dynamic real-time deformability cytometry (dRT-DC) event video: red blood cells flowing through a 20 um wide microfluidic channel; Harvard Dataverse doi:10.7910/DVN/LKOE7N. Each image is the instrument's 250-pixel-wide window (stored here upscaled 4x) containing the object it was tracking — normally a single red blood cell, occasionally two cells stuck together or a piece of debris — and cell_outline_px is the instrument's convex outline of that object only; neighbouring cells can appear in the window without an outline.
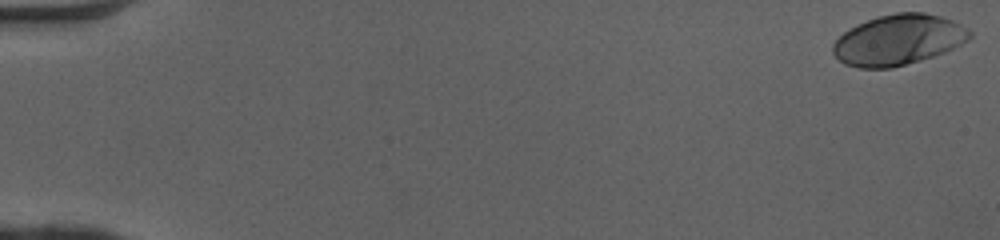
{"species": "human", "species_latin": "Homo sapiens", "temperature_condition": "cold", "stored_images_in_passage": 51, "camera_frame_rate_fps": 3000, "um_per_image_px": 0.085, "donor": {"sex": "female"}, "frame": {"image": 1, "passage_image": 1, "time_ms": 0.0, "image_size_px": [1000, 240], "cell_outline_px": [[972, 36], [960, 44], [944, 52], [920, 60], [892, 68], [860, 68], [844, 64], [832, 52], [832, 44], [844, 32], [856, 24], [880, 16], [896, 12], [924, 12], [940, 16], [952, 20], [960, 24], [972, 32]], "centroid_in_image_um": [76.34, 3.39], "position_along_channel_um": 8.7, "area_um2": 39.94}}
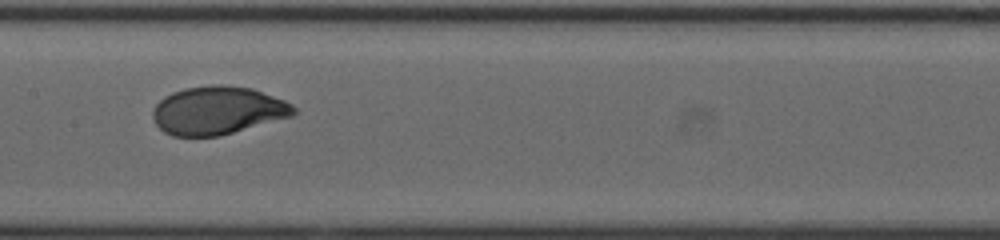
{"frame": {"image": 2, "passage_image": 27, "time_ms": 8.667, "image_size_px": [1000, 240], "cell_outline_px": [[296, 112], [292, 116], [220, 136], [172, 136], [164, 132], [156, 124], [152, 116], [152, 112], [156, 104], [164, 96], [172, 92], [184, 88], [212, 84], [220, 84], [252, 88], [284, 100], [292, 104], [296, 108]], "centroid_in_image_um": [18.49, 9.38], "position_along_channel_um": 188.9, "area_um2": 39.65}}
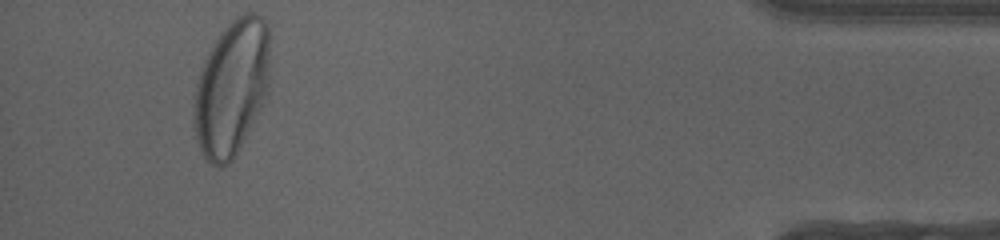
{"frame": {"image": 3, "passage_image": 48, "time_ms": 15.667, "image_size_px": [1000, 240], "cell_outline_px": [[268, 92], [260, 108], [232, 160], [228, 164], [220, 168], [212, 164], [204, 156], [196, 140], [192, 128], [192, 104], [196, 84], [204, 60], [212, 44], [224, 28], [236, 16], [244, 12], [256, 12], [268, 24]], "centroid_in_image_um": [19.64, 7.45], "position_along_channel_um": 415.6, "area_um2": 60.11}, "authors_computed_cell_mechanics": {"area_um2": 39.593, "velocity_mm_per_s": 4.0689, "shape_relaxation_time_tau1_ms": 2.8815, "shape_relaxation_time_tau2_ms": null, "deformation_change_tau1": 0.1756, "deformation_change_tau2": null}}